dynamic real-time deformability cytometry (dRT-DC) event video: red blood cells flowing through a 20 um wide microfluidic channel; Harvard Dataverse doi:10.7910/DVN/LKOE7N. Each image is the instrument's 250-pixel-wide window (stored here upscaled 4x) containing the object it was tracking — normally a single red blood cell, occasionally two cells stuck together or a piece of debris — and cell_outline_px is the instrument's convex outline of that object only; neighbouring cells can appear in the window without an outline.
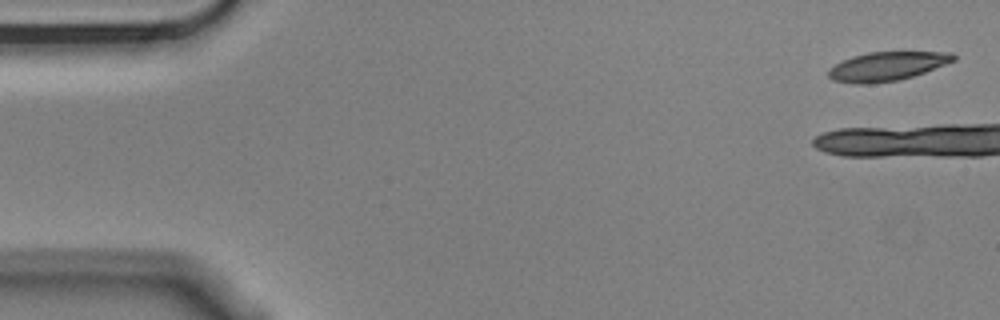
{"species": "Egyptian fruit bat (a non-hibernating species)", "species_latin": "Rousettus aegyptiacus", "temperature_condition": "cold", "stored_images_in_passage": 6, "camera_frame_rate_fps": 3000, "um_per_image_px": 0.085, "animal": {"sex": "male"}, "frame": {"image": 1, "passage_image": 1, "time_ms": 0.0, "image_size_px": [1000, 320], "cell_outline_px": [[956, 60], [924, 72], [912, 76], [896, 80], [868, 84], [856, 84], [832, 80], [828, 76], [828, 68], [852, 56], [868, 52], [952, 52], [956, 56]], "centroid_in_image_um": [75.38, 5.63], "position_along_channel_um": 9.6, "area_um2": 20.92}}